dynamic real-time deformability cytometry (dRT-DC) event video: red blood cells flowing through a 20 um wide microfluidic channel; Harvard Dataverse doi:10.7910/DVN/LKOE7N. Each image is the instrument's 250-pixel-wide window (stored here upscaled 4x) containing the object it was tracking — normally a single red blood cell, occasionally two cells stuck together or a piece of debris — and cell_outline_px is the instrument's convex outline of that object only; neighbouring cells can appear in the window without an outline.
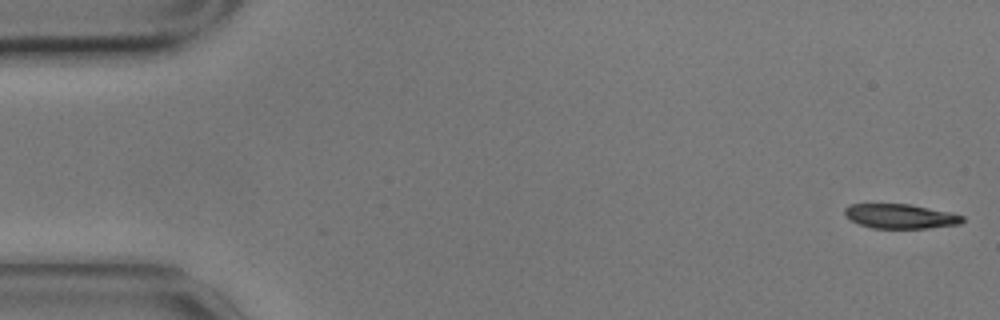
{"species": "common noctule bat (a hibernating species)", "species_latin": "Nyctalus noctula", "temperature_condition": "cold", "stored_images_in_passage": 56, "camera_frame_rate_fps": 3000, "um_per_image_px": 0.085, "animal": {"sex": "male", "body_mass_g": 17.9}, "frame": {"image": 1, "passage_image": 1, "time_ms": 0.0, "image_size_px": [1000, 320], "cell_outline_px": [[964, 220], [960, 224], [928, 228], [872, 228], [860, 224], [852, 220], [844, 212], [844, 208], [852, 204], [908, 204], [952, 212], [964, 216]], "centroid_in_image_um": [76.58, 18.38], "position_along_channel_um": 8.4, "area_um2": 16.7}}
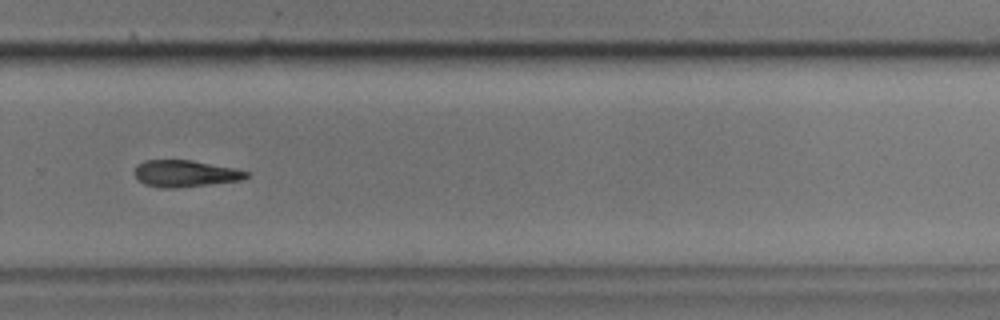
{"frame": {"image": 2, "passage_image": 38, "time_ms": 12.333, "image_size_px": [1000, 320], "cell_outline_px": [[248, 176], [240, 180], [208, 184], [172, 188], [164, 188], [144, 184], [136, 176], [136, 164], [144, 160], [192, 160], [232, 168], [248, 172]], "centroid_in_image_um": [15.7, 14.74], "position_along_channel_um": 314.1, "area_um2": 16.99}}
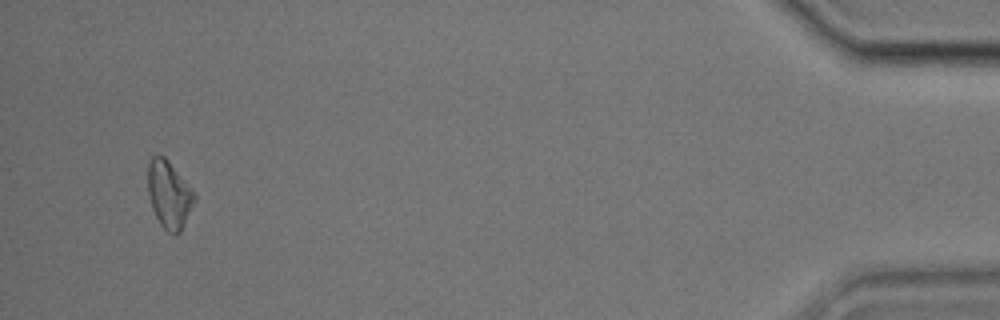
{"frame": {"image": 3, "passage_image": 54, "time_ms": 17.667, "image_size_px": [1000, 320], "cell_outline_px": [[196, 200], [180, 232], [176, 236], [172, 236], [160, 224], [152, 208], [148, 192], [148, 164], [152, 156], [164, 156], [168, 160], [192, 188], [196, 196]], "centroid_in_image_um": [14.38, 16.56], "position_along_channel_um": 420.8, "area_um2": 18.32}, "authors_computed_cell_mechanics": {"area_um2": 18.2648, "velocity_mm_per_s": 3.4832, "shape_relaxation_time_tau1_ms": 2.5389, "shape_relaxation_time_tau2_ms": null, "deformation_change_tau1": 0.0833, "deformation_change_tau2": null}}